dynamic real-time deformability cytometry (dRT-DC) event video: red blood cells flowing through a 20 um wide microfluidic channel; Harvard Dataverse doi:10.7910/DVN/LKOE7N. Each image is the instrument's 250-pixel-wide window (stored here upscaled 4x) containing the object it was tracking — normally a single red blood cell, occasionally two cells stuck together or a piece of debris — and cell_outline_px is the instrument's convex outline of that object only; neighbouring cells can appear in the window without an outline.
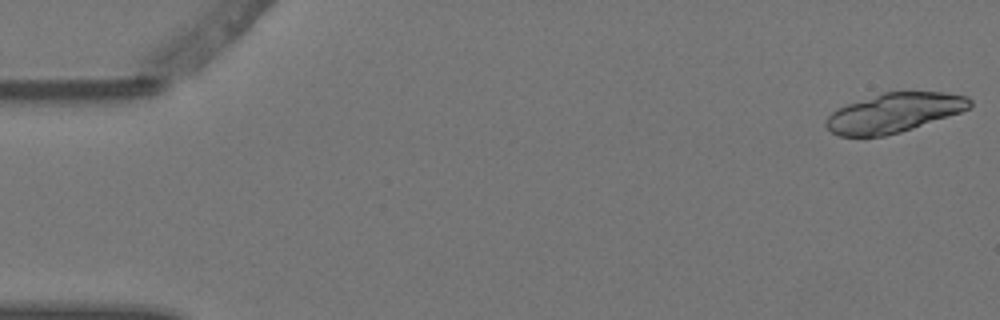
{"species": "Egyptian fruit bat (a non-hibernating species)", "species_latin": "Rousettus aegyptiacus", "temperature_condition": "warm", "stored_images_in_passage": 8, "segment_of_instrument_passage": [1, 2], "camera_frame_rate_fps": 3000, "um_per_image_px": 0.085, "animal": {"sex": "female"}, "frame": {"image": 1, "passage_image": 1, "time_ms": 0.0, "image_size_px": [1000, 320], "cell_outline_px": [[972, 104], [968, 108], [960, 112], [900, 132], [884, 136], [840, 136], [832, 132], [824, 124], [828, 116], [832, 112], [848, 104], [884, 92], [944, 92], [968, 96], [972, 100]], "centroid_in_image_um": [76.01, 9.58], "position_along_channel_um": 9.0, "area_um2": 32.43}}